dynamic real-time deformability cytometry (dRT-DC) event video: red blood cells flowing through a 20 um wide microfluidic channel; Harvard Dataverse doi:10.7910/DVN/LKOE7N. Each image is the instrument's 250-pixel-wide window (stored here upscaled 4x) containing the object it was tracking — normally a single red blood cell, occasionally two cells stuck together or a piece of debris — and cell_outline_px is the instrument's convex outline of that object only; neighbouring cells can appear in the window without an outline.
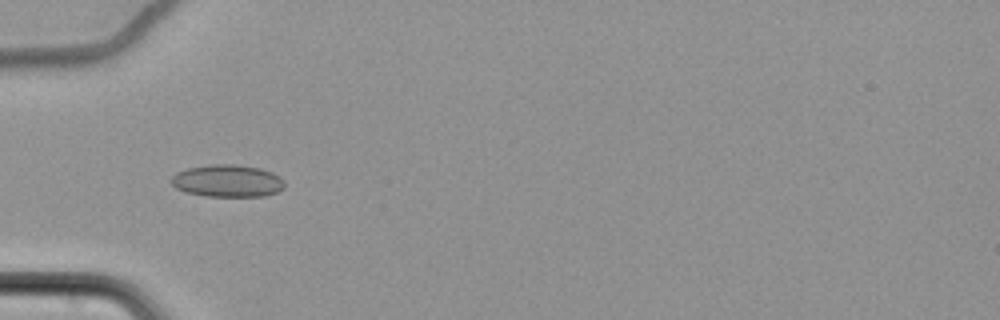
{"species": "common noctule bat (a hibernating species)", "species_latin": "Nyctalus noctula", "temperature_condition": "cold", "stored_images_in_passage": 46, "camera_frame_rate_fps": 3000, "um_per_image_px": 0.085, "animal": {"sex": "female", "body_mass_g": 22.7, "forearm_length_mm": 54.2}, "frame": {"image": 1, "passage_image": 6, "time_ms": 1.667, "image_size_px": [1000, 320], "cell_outline_px": [[284, 188], [276, 192], [264, 196], [204, 196], [188, 192], [176, 188], [172, 184], [172, 176], [176, 172], [188, 168], [208, 164], [236, 164], [260, 168], [272, 172], [280, 176], [284, 180]], "centroid_in_image_um": [19.35, 15.36], "position_along_channel_um": 65.6, "area_um2": 21.39}}
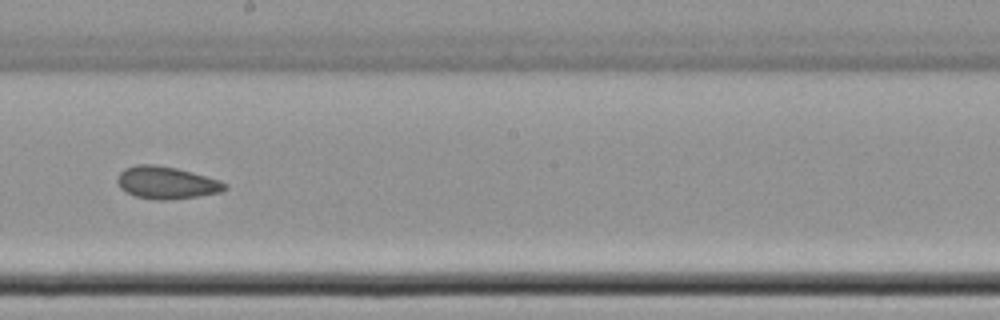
{"frame": {"image": 2, "passage_image": 21, "time_ms": 6.667, "image_size_px": [1000, 320], "cell_outline_px": [[228, 188], [220, 192], [196, 196], [168, 200], [156, 200], [136, 196], [120, 188], [116, 180], [116, 176], [124, 168], [136, 164], [156, 164], [176, 168], [192, 172], [220, 180], [228, 184]], "centroid_in_image_um": [14.13, 15.51], "position_along_channel_um": 234.1, "area_um2": 20.35}}
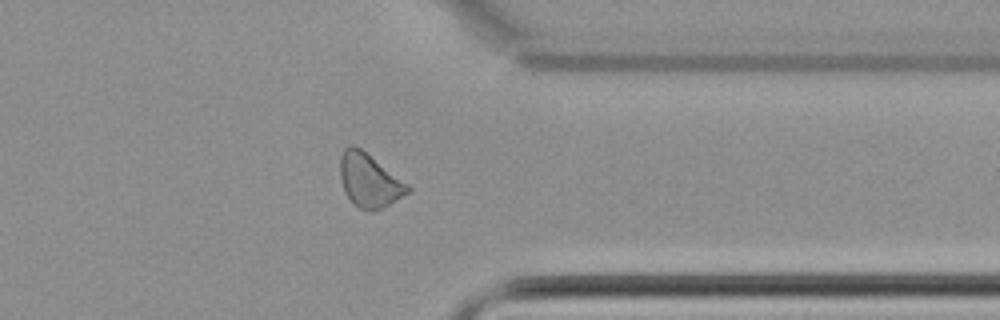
{"frame": {"image": 3, "passage_image": 34, "time_ms": 11.0, "image_size_px": [1000, 320], "cell_outline_px": [[412, 188], [408, 192], [388, 204], [372, 212], [360, 208], [344, 192], [340, 176], [340, 156], [344, 148], [352, 144], [360, 148], [408, 184]], "centroid_in_image_um": [31.36, 15.32], "position_along_channel_um": 380.0, "area_um2": 20.58}, "authors_computed_cell_mechanics": {"area_um2": 20.3745, "velocity_mm_per_s": 3.4609, "shape_relaxation_time_tau1_ms": null, "shape_relaxation_time_tau2_ms": 3.3402, "deformation_change_tau1": null, "deformation_change_tau2": 0.0824}}